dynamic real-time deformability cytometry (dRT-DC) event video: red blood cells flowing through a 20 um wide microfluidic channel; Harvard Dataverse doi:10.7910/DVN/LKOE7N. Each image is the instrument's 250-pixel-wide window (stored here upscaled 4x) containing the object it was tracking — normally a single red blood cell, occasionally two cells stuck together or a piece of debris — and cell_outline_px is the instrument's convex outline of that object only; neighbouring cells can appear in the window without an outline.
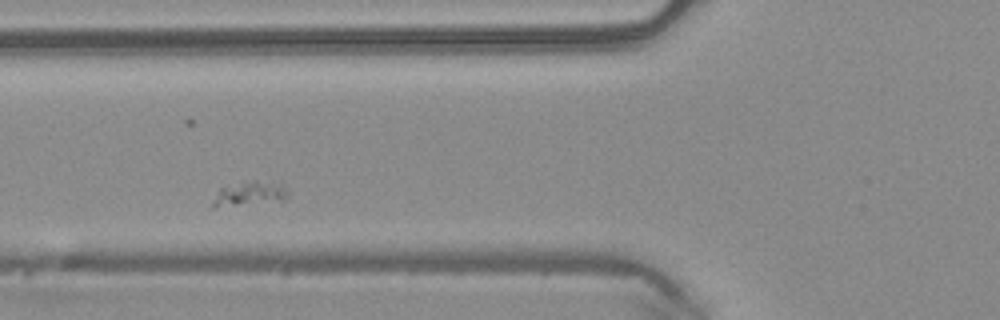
{"species": "common noctule bat (a hibernating species)", "species_latin": "Nyctalus noctula", "temperature_condition": "warm", "stored_images_in_passage": 32, "camera_frame_rate_fps": 3000, "um_per_image_px": 0.085, "animal": {"sex": "male", "body_mass_g": 20.4}, "frame": {"image": 1, "passage_image": 7, "time_ms": 2.0, "image_size_px": [1000, 320], "cell_outline_px": [[292, 192], [288, 200], [216, 208], [212, 208], [212, 204], [220, 188], [252, 180], [256, 180], [280, 184], [288, 188]], "centroid_in_image_um": [21.31, 16.49], "position_along_channel_um": 104.5, "area_um2": 10.92}}
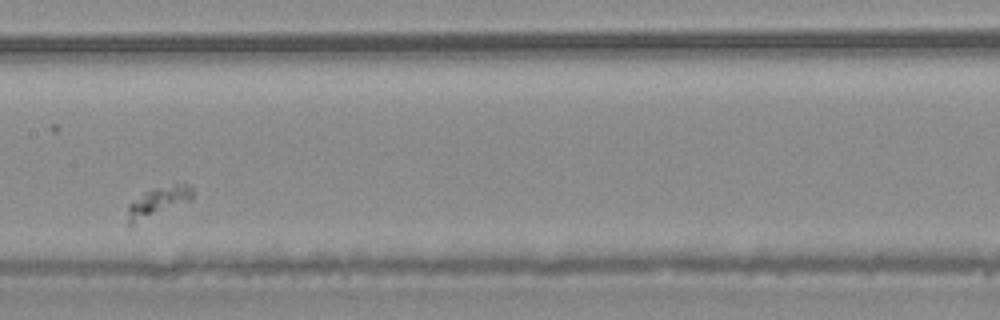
{"frame": {"image": 2, "passage_image": 14, "time_ms": 4.333, "image_size_px": [1000, 320], "cell_outline_px": [[192, 200], [132, 224], [128, 224], [128, 204], [144, 192], [176, 180], [184, 180], [192, 188]], "centroid_in_image_um": [13.53, 17.04], "position_along_channel_um": 193.9, "area_um2": 11.44}}
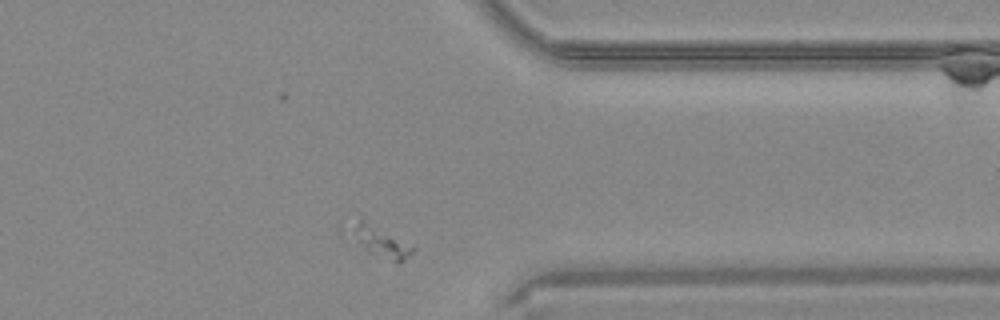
{"frame": {"image": 3, "passage_image": 29, "time_ms": 9.333, "image_size_px": [1000, 320], "cell_outline_px": [[416, 248], [404, 260], [396, 264], [368, 252], [364, 248], [352, 228], [360, 220], [364, 220]], "centroid_in_image_um": [32.47, 20.64], "position_along_channel_um": 378.9, "area_um2": 10.0}}